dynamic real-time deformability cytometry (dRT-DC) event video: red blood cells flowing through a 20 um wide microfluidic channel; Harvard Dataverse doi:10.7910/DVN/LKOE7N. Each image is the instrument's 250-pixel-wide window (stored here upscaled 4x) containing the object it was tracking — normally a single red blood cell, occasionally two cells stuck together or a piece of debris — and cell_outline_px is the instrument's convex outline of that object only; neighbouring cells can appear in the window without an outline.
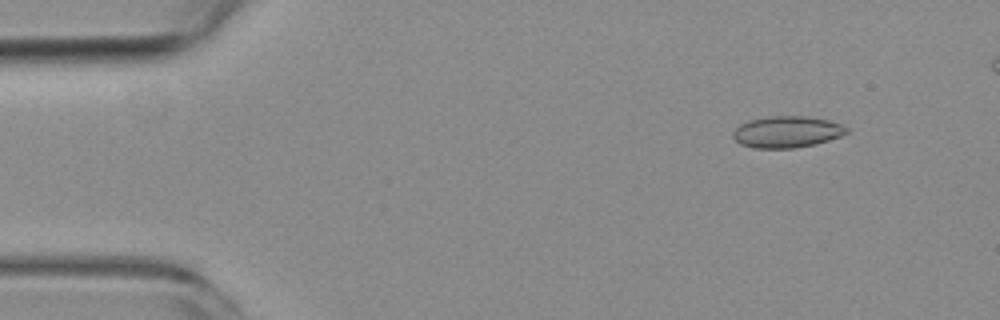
{"species": "common noctule bat (a hibernating species)", "species_latin": "Nyctalus noctula", "temperature_condition": "room temperature", "stored_images_in_passage": 5, "camera_frame_rate_fps": 3000, "um_per_image_px": 0.085, "animal": {"sex": "female", "body_mass_g": 19.3, "forearm_length_mm": 54.1}, "frame": {"image": 1, "passage_image": 2, "time_ms": 1.333, "image_size_px": [1000, 320], "cell_outline_px": [[848, 132], [840, 136], [816, 144], [796, 148], [756, 148], [740, 144], [732, 136], [732, 132], [740, 124], [748, 120], [768, 116], [808, 116], [828, 120], [840, 124], [848, 128]], "centroid_in_image_um": [66.87, 11.2], "position_along_channel_um": 18.1, "area_um2": 20.92}}